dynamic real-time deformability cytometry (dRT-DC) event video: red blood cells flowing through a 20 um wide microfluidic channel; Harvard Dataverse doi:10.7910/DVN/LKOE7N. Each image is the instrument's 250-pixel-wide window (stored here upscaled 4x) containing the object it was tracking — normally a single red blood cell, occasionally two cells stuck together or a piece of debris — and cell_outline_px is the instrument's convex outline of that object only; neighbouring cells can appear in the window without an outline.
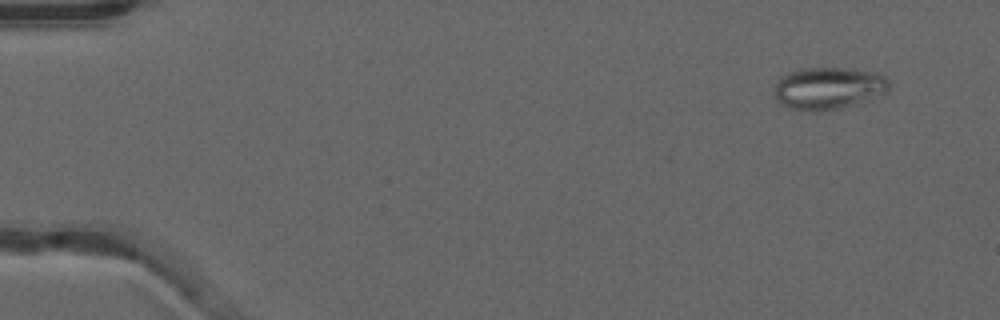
{"species": "common noctule bat (a hibernating species)", "species_latin": "Nyctalus noctula", "temperature_condition": "warm", "stored_images_in_passage": 9, "camera_frame_rate_fps": 3000, "um_per_image_px": 0.085, "animal": {"sex": "male", "forearm_length_mm": 52.5}, "frame": {"image": 1, "passage_image": 4, "time_ms": 1.0, "image_size_px": [1000, 320], "cell_outline_px": [[888, 92], [840, 108], [820, 112], [812, 112], [792, 108], [776, 100], [776, 80], [780, 76], [788, 72], [800, 68], [848, 68], [876, 72], [884, 76], [888, 80]], "centroid_in_image_um": [70.39, 7.48], "position_along_channel_um": 14.6, "area_um2": 28.09}}